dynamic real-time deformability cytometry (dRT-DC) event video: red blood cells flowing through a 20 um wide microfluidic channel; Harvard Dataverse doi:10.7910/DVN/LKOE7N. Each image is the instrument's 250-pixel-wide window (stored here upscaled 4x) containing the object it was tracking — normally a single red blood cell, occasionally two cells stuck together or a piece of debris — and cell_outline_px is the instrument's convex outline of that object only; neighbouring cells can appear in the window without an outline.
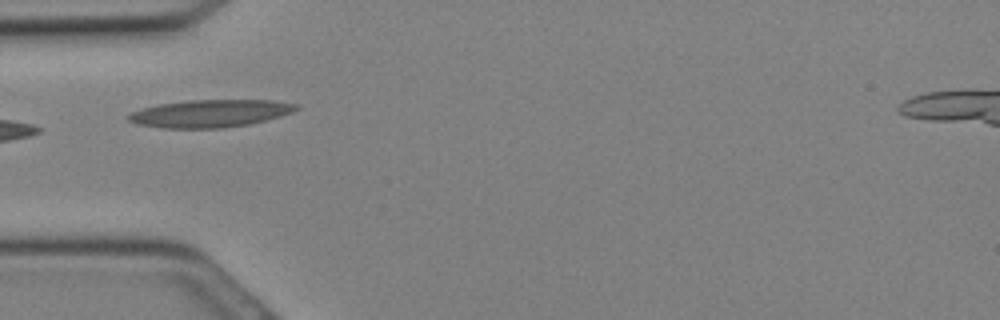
{"species": "Egyptian fruit bat (a non-hibernating species)", "species_latin": "Rousettus aegyptiacus", "temperature_condition": "cold", "stored_images_in_passage": 10, "camera_frame_rate_fps": 3000, "um_per_image_px": 0.085, "animal": {"sex": "female"}, "frame": {"image": 1, "passage_image": 1, "time_ms": 0.0, "image_size_px": [1000, 320], "cell_outline_px": [[300, 108], [292, 112], [280, 116], [248, 124], [224, 128], [160, 128], [136, 124], [128, 120], [124, 116], [132, 112], [144, 108], [160, 104], [188, 100], [272, 100], [300, 104]], "centroid_in_image_um": [17.86, 9.64], "position_along_channel_um": 67.1, "area_um2": 26.99}}